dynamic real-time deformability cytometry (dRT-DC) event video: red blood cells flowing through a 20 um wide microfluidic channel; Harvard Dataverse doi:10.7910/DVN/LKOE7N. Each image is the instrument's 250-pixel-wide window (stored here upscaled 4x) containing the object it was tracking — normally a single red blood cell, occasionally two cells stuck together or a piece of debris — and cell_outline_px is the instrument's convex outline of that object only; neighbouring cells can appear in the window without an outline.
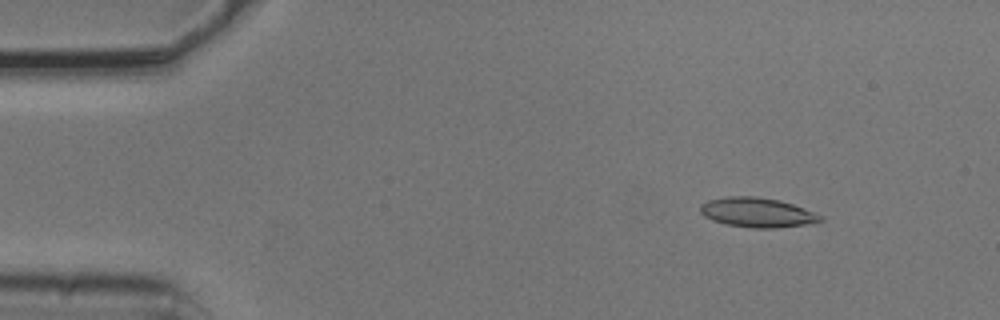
{"species": "common noctule bat (a hibernating species)", "species_latin": "Nyctalus noctula", "temperature_condition": "cold", "stored_images_in_passage": 6, "camera_frame_rate_fps": 3000, "um_per_image_px": 0.085, "animal": {"sex": "male", "body_mass_g": 20.5, "forearm_length_mm": 52.5}, "frame": {"image": 1, "passage_image": 1, "time_ms": 0.0, "image_size_px": [1000, 320], "cell_outline_px": [[824, 220], [804, 224], [776, 228], [752, 228], [728, 224], [712, 220], [704, 216], [700, 212], [700, 204], [708, 200], [728, 196], [756, 196], [780, 200], [804, 208], [824, 216]], "centroid_in_image_um": [64.36, 18.05], "position_along_channel_um": 20.6, "area_um2": 20.69}}
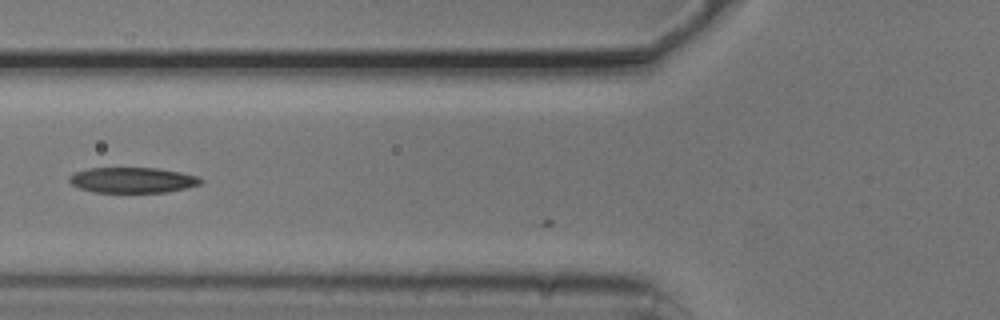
{"frame": {"image": 2, "passage_image": 5, "time_ms": 1.333, "image_size_px": [1000, 320], "cell_outline_px": [[204, 180], [200, 184], [184, 188], [164, 192], [92, 192], [80, 188], [72, 184], [68, 180], [68, 176], [76, 172], [88, 168], [156, 168], [180, 172], [200, 176]], "centroid_in_image_um": [11.26, 15.3], "position_along_channel_um": 114.5, "area_um2": 19.48}}